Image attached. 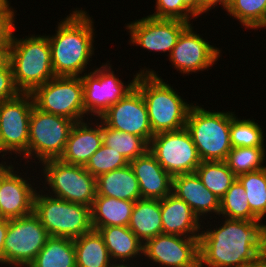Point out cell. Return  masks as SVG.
<instances>
[{
    "label": "cell",
    "mask_w": 266,
    "mask_h": 267,
    "mask_svg": "<svg viewBox=\"0 0 266 267\" xmlns=\"http://www.w3.org/2000/svg\"><path fill=\"white\" fill-rule=\"evenodd\" d=\"M225 219L218 228L200 231L199 267H246L266 256V225Z\"/></svg>",
    "instance_id": "cell-1"
},
{
    "label": "cell",
    "mask_w": 266,
    "mask_h": 267,
    "mask_svg": "<svg viewBox=\"0 0 266 267\" xmlns=\"http://www.w3.org/2000/svg\"><path fill=\"white\" fill-rule=\"evenodd\" d=\"M93 18L84 10H75L60 21L56 34L48 36L55 76L80 77L94 54Z\"/></svg>",
    "instance_id": "cell-2"
},
{
    "label": "cell",
    "mask_w": 266,
    "mask_h": 267,
    "mask_svg": "<svg viewBox=\"0 0 266 267\" xmlns=\"http://www.w3.org/2000/svg\"><path fill=\"white\" fill-rule=\"evenodd\" d=\"M144 70L139 72L135 86L145 101L153 134L184 128L192 105L185 102L154 70Z\"/></svg>",
    "instance_id": "cell-3"
},
{
    "label": "cell",
    "mask_w": 266,
    "mask_h": 267,
    "mask_svg": "<svg viewBox=\"0 0 266 267\" xmlns=\"http://www.w3.org/2000/svg\"><path fill=\"white\" fill-rule=\"evenodd\" d=\"M9 64L13 79L21 93H32L37 87L55 77L51 63L48 36H29L19 39L12 35Z\"/></svg>",
    "instance_id": "cell-4"
},
{
    "label": "cell",
    "mask_w": 266,
    "mask_h": 267,
    "mask_svg": "<svg viewBox=\"0 0 266 267\" xmlns=\"http://www.w3.org/2000/svg\"><path fill=\"white\" fill-rule=\"evenodd\" d=\"M231 112H211L192 104L185 128L201 161H225L232 149Z\"/></svg>",
    "instance_id": "cell-5"
},
{
    "label": "cell",
    "mask_w": 266,
    "mask_h": 267,
    "mask_svg": "<svg viewBox=\"0 0 266 267\" xmlns=\"http://www.w3.org/2000/svg\"><path fill=\"white\" fill-rule=\"evenodd\" d=\"M39 193L34 198V213L49 236L74 240L93 229L91 207Z\"/></svg>",
    "instance_id": "cell-6"
},
{
    "label": "cell",
    "mask_w": 266,
    "mask_h": 267,
    "mask_svg": "<svg viewBox=\"0 0 266 267\" xmlns=\"http://www.w3.org/2000/svg\"><path fill=\"white\" fill-rule=\"evenodd\" d=\"M74 123L73 120L44 112L34 105L29 122L28 158L35 156L40 163L60 159Z\"/></svg>",
    "instance_id": "cell-7"
},
{
    "label": "cell",
    "mask_w": 266,
    "mask_h": 267,
    "mask_svg": "<svg viewBox=\"0 0 266 267\" xmlns=\"http://www.w3.org/2000/svg\"><path fill=\"white\" fill-rule=\"evenodd\" d=\"M45 183L53 197L91 207L97 195L96 178L84 166L68 164L60 159L42 163Z\"/></svg>",
    "instance_id": "cell-8"
},
{
    "label": "cell",
    "mask_w": 266,
    "mask_h": 267,
    "mask_svg": "<svg viewBox=\"0 0 266 267\" xmlns=\"http://www.w3.org/2000/svg\"><path fill=\"white\" fill-rule=\"evenodd\" d=\"M31 94L34 105L44 112L63 116L74 122L83 121L85 117L81 76H55Z\"/></svg>",
    "instance_id": "cell-9"
},
{
    "label": "cell",
    "mask_w": 266,
    "mask_h": 267,
    "mask_svg": "<svg viewBox=\"0 0 266 267\" xmlns=\"http://www.w3.org/2000/svg\"><path fill=\"white\" fill-rule=\"evenodd\" d=\"M49 235L39 217L29 215L8 220V230L3 248V264L28 267L45 246Z\"/></svg>",
    "instance_id": "cell-10"
},
{
    "label": "cell",
    "mask_w": 266,
    "mask_h": 267,
    "mask_svg": "<svg viewBox=\"0 0 266 267\" xmlns=\"http://www.w3.org/2000/svg\"><path fill=\"white\" fill-rule=\"evenodd\" d=\"M148 150L172 177L193 173L202 162L191 135L185 127L176 131L154 134Z\"/></svg>",
    "instance_id": "cell-11"
},
{
    "label": "cell",
    "mask_w": 266,
    "mask_h": 267,
    "mask_svg": "<svg viewBox=\"0 0 266 267\" xmlns=\"http://www.w3.org/2000/svg\"><path fill=\"white\" fill-rule=\"evenodd\" d=\"M34 100L31 93L0 103V138L4 157L8 152H17L28 159L29 122Z\"/></svg>",
    "instance_id": "cell-12"
},
{
    "label": "cell",
    "mask_w": 266,
    "mask_h": 267,
    "mask_svg": "<svg viewBox=\"0 0 266 267\" xmlns=\"http://www.w3.org/2000/svg\"><path fill=\"white\" fill-rule=\"evenodd\" d=\"M110 63L88 74L81 75L85 113L100 117L111 105L118 102L135 87L137 75L124 85L112 70Z\"/></svg>",
    "instance_id": "cell-13"
},
{
    "label": "cell",
    "mask_w": 266,
    "mask_h": 267,
    "mask_svg": "<svg viewBox=\"0 0 266 267\" xmlns=\"http://www.w3.org/2000/svg\"><path fill=\"white\" fill-rule=\"evenodd\" d=\"M98 119L109 128L142 137L148 144L154 136L145 101L136 86Z\"/></svg>",
    "instance_id": "cell-14"
},
{
    "label": "cell",
    "mask_w": 266,
    "mask_h": 267,
    "mask_svg": "<svg viewBox=\"0 0 266 267\" xmlns=\"http://www.w3.org/2000/svg\"><path fill=\"white\" fill-rule=\"evenodd\" d=\"M143 255L165 267H199V238L162 233L144 243Z\"/></svg>",
    "instance_id": "cell-15"
},
{
    "label": "cell",
    "mask_w": 266,
    "mask_h": 267,
    "mask_svg": "<svg viewBox=\"0 0 266 267\" xmlns=\"http://www.w3.org/2000/svg\"><path fill=\"white\" fill-rule=\"evenodd\" d=\"M190 23L179 19H156L150 16L135 20L126 26L130 43L150 51L169 52V56L181 33Z\"/></svg>",
    "instance_id": "cell-16"
},
{
    "label": "cell",
    "mask_w": 266,
    "mask_h": 267,
    "mask_svg": "<svg viewBox=\"0 0 266 267\" xmlns=\"http://www.w3.org/2000/svg\"><path fill=\"white\" fill-rule=\"evenodd\" d=\"M192 29L190 24L181 33L169 56V61L183 74L208 69L220 58L219 48L210 45Z\"/></svg>",
    "instance_id": "cell-17"
},
{
    "label": "cell",
    "mask_w": 266,
    "mask_h": 267,
    "mask_svg": "<svg viewBox=\"0 0 266 267\" xmlns=\"http://www.w3.org/2000/svg\"><path fill=\"white\" fill-rule=\"evenodd\" d=\"M16 172L12 165L0 163V217L8 220L34 212L37 190Z\"/></svg>",
    "instance_id": "cell-18"
},
{
    "label": "cell",
    "mask_w": 266,
    "mask_h": 267,
    "mask_svg": "<svg viewBox=\"0 0 266 267\" xmlns=\"http://www.w3.org/2000/svg\"><path fill=\"white\" fill-rule=\"evenodd\" d=\"M139 182L141 198L164 199L172 192V176L149 152L129 162Z\"/></svg>",
    "instance_id": "cell-19"
},
{
    "label": "cell",
    "mask_w": 266,
    "mask_h": 267,
    "mask_svg": "<svg viewBox=\"0 0 266 267\" xmlns=\"http://www.w3.org/2000/svg\"><path fill=\"white\" fill-rule=\"evenodd\" d=\"M100 122L99 125L96 123L95 127L84 120L75 122L60 160L68 164L85 166L103 144L102 121Z\"/></svg>",
    "instance_id": "cell-20"
},
{
    "label": "cell",
    "mask_w": 266,
    "mask_h": 267,
    "mask_svg": "<svg viewBox=\"0 0 266 267\" xmlns=\"http://www.w3.org/2000/svg\"><path fill=\"white\" fill-rule=\"evenodd\" d=\"M172 193L184 200L199 219L208 212L219 215L220 200L203 185L196 172L173 176Z\"/></svg>",
    "instance_id": "cell-21"
},
{
    "label": "cell",
    "mask_w": 266,
    "mask_h": 267,
    "mask_svg": "<svg viewBox=\"0 0 266 267\" xmlns=\"http://www.w3.org/2000/svg\"><path fill=\"white\" fill-rule=\"evenodd\" d=\"M160 209L162 233L199 238L201 223L184 200L171 192L160 200Z\"/></svg>",
    "instance_id": "cell-22"
},
{
    "label": "cell",
    "mask_w": 266,
    "mask_h": 267,
    "mask_svg": "<svg viewBox=\"0 0 266 267\" xmlns=\"http://www.w3.org/2000/svg\"><path fill=\"white\" fill-rule=\"evenodd\" d=\"M96 188L101 196L134 202L141 199L139 182L130 164L97 177Z\"/></svg>",
    "instance_id": "cell-23"
},
{
    "label": "cell",
    "mask_w": 266,
    "mask_h": 267,
    "mask_svg": "<svg viewBox=\"0 0 266 267\" xmlns=\"http://www.w3.org/2000/svg\"><path fill=\"white\" fill-rule=\"evenodd\" d=\"M96 230L102 235L110 257L116 264L143 255L144 243L127 226H107Z\"/></svg>",
    "instance_id": "cell-24"
},
{
    "label": "cell",
    "mask_w": 266,
    "mask_h": 267,
    "mask_svg": "<svg viewBox=\"0 0 266 267\" xmlns=\"http://www.w3.org/2000/svg\"><path fill=\"white\" fill-rule=\"evenodd\" d=\"M128 227L143 243L162 234L160 200L141 198L135 201Z\"/></svg>",
    "instance_id": "cell-25"
},
{
    "label": "cell",
    "mask_w": 266,
    "mask_h": 267,
    "mask_svg": "<svg viewBox=\"0 0 266 267\" xmlns=\"http://www.w3.org/2000/svg\"><path fill=\"white\" fill-rule=\"evenodd\" d=\"M134 201L119 200L96 195L91 206V224L93 229L107 226H128Z\"/></svg>",
    "instance_id": "cell-26"
},
{
    "label": "cell",
    "mask_w": 266,
    "mask_h": 267,
    "mask_svg": "<svg viewBox=\"0 0 266 267\" xmlns=\"http://www.w3.org/2000/svg\"><path fill=\"white\" fill-rule=\"evenodd\" d=\"M73 242L76 252V267H112L114 265L98 230L92 229L74 239Z\"/></svg>",
    "instance_id": "cell-27"
},
{
    "label": "cell",
    "mask_w": 266,
    "mask_h": 267,
    "mask_svg": "<svg viewBox=\"0 0 266 267\" xmlns=\"http://www.w3.org/2000/svg\"><path fill=\"white\" fill-rule=\"evenodd\" d=\"M28 267H76V252L73 239L49 236Z\"/></svg>",
    "instance_id": "cell-28"
},
{
    "label": "cell",
    "mask_w": 266,
    "mask_h": 267,
    "mask_svg": "<svg viewBox=\"0 0 266 267\" xmlns=\"http://www.w3.org/2000/svg\"><path fill=\"white\" fill-rule=\"evenodd\" d=\"M195 172L203 185L219 200L237 179L225 161H202Z\"/></svg>",
    "instance_id": "cell-29"
},
{
    "label": "cell",
    "mask_w": 266,
    "mask_h": 267,
    "mask_svg": "<svg viewBox=\"0 0 266 267\" xmlns=\"http://www.w3.org/2000/svg\"><path fill=\"white\" fill-rule=\"evenodd\" d=\"M102 135L103 145L119 152L128 162L144 155L149 149V144L142 137L109 128L103 122Z\"/></svg>",
    "instance_id": "cell-30"
},
{
    "label": "cell",
    "mask_w": 266,
    "mask_h": 267,
    "mask_svg": "<svg viewBox=\"0 0 266 267\" xmlns=\"http://www.w3.org/2000/svg\"><path fill=\"white\" fill-rule=\"evenodd\" d=\"M247 197L243 185L236 179L220 200L219 216L222 214L227 219L260 221L251 211Z\"/></svg>",
    "instance_id": "cell-31"
},
{
    "label": "cell",
    "mask_w": 266,
    "mask_h": 267,
    "mask_svg": "<svg viewBox=\"0 0 266 267\" xmlns=\"http://www.w3.org/2000/svg\"><path fill=\"white\" fill-rule=\"evenodd\" d=\"M248 196L251 211L262 221L266 215V168L237 176Z\"/></svg>",
    "instance_id": "cell-32"
},
{
    "label": "cell",
    "mask_w": 266,
    "mask_h": 267,
    "mask_svg": "<svg viewBox=\"0 0 266 267\" xmlns=\"http://www.w3.org/2000/svg\"><path fill=\"white\" fill-rule=\"evenodd\" d=\"M265 147H235L225 159L227 166L238 176L243 173L254 172L266 168ZM263 165V166H262Z\"/></svg>",
    "instance_id": "cell-33"
},
{
    "label": "cell",
    "mask_w": 266,
    "mask_h": 267,
    "mask_svg": "<svg viewBox=\"0 0 266 267\" xmlns=\"http://www.w3.org/2000/svg\"><path fill=\"white\" fill-rule=\"evenodd\" d=\"M226 11L249 29L266 28V0H231Z\"/></svg>",
    "instance_id": "cell-34"
},
{
    "label": "cell",
    "mask_w": 266,
    "mask_h": 267,
    "mask_svg": "<svg viewBox=\"0 0 266 267\" xmlns=\"http://www.w3.org/2000/svg\"><path fill=\"white\" fill-rule=\"evenodd\" d=\"M231 112L230 136L232 148L235 147H265L264 135L260 125L254 120L238 119Z\"/></svg>",
    "instance_id": "cell-35"
},
{
    "label": "cell",
    "mask_w": 266,
    "mask_h": 267,
    "mask_svg": "<svg viewBox=\"0 0 266 267\" xmlns=\"http://www.w3.org/2000/svg\"><path fill=\"white\" fill-rule=\"evenodd\" d=\"M128 164L129 162L119 152L102 144L84 167L97 178L104 173L125 167Z\"/></svg>",
    "instance_id": "cell-36"
},
{
    "label": "cell",
    "mask_w": 266,
    "mask_h": 267,
    "mask_svg": "<svg viewBox=\"0 0 266 267\" xmlns=\"http://www.w3.org/2000/svg\"><path fill=\"white\" fill-rule=\"evenodd\" d=\"M156 19H179L190 23V17L197 18L182 0H156V11L149 15Z\"/></svg>",
    "instance_id": "cell-37"
},
{
    "label": "cell",
    "mask_w": 266,
    "mask_h": 267,
    "mask_svg": "<svg viewBox=\"0 0 266 267\" xmlns=\"http://www.w3.org/2000/svg\"><path fill=\"white\" fill-rule=\"evenodd\" d=\"M7 1L0 7V48H10L11 38L15 29V14Z\"/></svg>",
    "instance_id": "cell-38"
},
{
    "label": "cell",
    "mask_w": 266,
    "mask_h": 267,
    "mask_svg": "<svg viewBox=\"0 0 266 267\" xmlns=\"http://www.w3.org/2000/svg\"><path fill=\"white\" fill-rule=\"evenodd\" d=\"M20 93L14 83L11 65L8 63L0 70V103L13 99Z\"/></svg>",
    "instance_id": "cell-39"
},
{
    "label": "cell",
    "mask_w": 266,
    "mask_h": 267,
    "mask_svg": "<svg viewBox=\"0 0 266 267\" xmlns=\"http://www.w3.org/2000/svg\"><path fill=\"white\" fill-rule=\"evenodd\" d=\"M8 230V219L0 217V263L3 265V248L5 245V238Z\"/></svg>",
    "instance_id": "cell-40"
},
{
    "label": "cell",
    "mask_w": 266,
    "mask_h": 267,
    "mask_svg": "<svg viewBox=\"0 0 266 267\" xmlns=\"http://www.w3.org/2000/svg\"><path fill=\"white\" fill-rule=\"evenodd\" d=\"M182 2L196 17L203 13V0H182Z\"/></svg>",
    "instance_id": "cell-41"
},
{
    "label": "cell",
    "mask_w": 266,
    "mask_h": 267,
    "mask_svg": "<svg viewBox=\"0 0 266 267\" xmlns=\"http://www.w3.org/2000/svg\"><path fill=\"white\" fill-rule=\"evenodd\" d=\"M231 3V0H203V12L206 13L210 11L211 8L217 6V4L222 5L226 10Z\"/></svg>",
    "instance_id": "cell-42"
},
{
    "label": "cell",
    "mask_w": 266,
    "mask_h": 267,
    "mask_svg": "<svg viewBox=\"0 0 266 267\" xmlns=\"http://www.w3.org/2000/svg\"><path fill=\"white\" fill-rule=\"evenodd\" d=\"M9 63V48H0V70Z\"/></svg>",
    "instance_id": "cell-43"
},
{
    "label": "cell",
    "mask_w": 266,
    "mask_h": 267,
    "mask_svg": "<svg viewBox=\"0 0 266 267\" xmlns=\"http://www.w3.org/2000/svg\"><path fill=\"white\" fill-rule=\"evenodd\" d=\"M246 267H266V256L260 259L257 263L246 266Z\"/></svg>",
    "instance_id": "cell-44"
},
{
    "label": "cell",
    "mask_w": 266,
    "mask_h": 267,
    "mask_svg": "<svg viewBox=\"0 0 266 267\" xmlns=\"http://www.w3.org/2000/svg\"><path fill=\"white\" fill-rule=\"evenodd\" d=\"M112 267H130V265H129V264H124V263L120 264V263H118V261H117V263L114 264ZM132 267H133V266H132ZM135 267H136V266H135Z\"/></svg>",
    "instance_id": "cell-45"
},
{
    "label": "cell",
    "mask_w": 266,
    "mask_h": 267,
    "mask_svg": "<svg viewBox=\"0 0 266 267\" xmlns=\"http://www.w3.org/2000/svg\"><path fill=\"white\" fill-rule=\"evenodd\" d=\"M8 0H0V7H2Z\"/></svg>",
    "instance_id": "cell-46"
},
{
    "label": "cell",
    "mask_w": 266,
    "mask_h": 267,
    "mask_svg": "<svg viewBox=\"0 0 266 267\" xmlns=\"http://www.w3.org/2000/svg\"><path fill=\"white\" fill-rule=\"evenodd\" d=\"M0 153H2V142H1V138H0Z\"/></svg>",
    "instance_id": "cell-47"
}]
</instances>
